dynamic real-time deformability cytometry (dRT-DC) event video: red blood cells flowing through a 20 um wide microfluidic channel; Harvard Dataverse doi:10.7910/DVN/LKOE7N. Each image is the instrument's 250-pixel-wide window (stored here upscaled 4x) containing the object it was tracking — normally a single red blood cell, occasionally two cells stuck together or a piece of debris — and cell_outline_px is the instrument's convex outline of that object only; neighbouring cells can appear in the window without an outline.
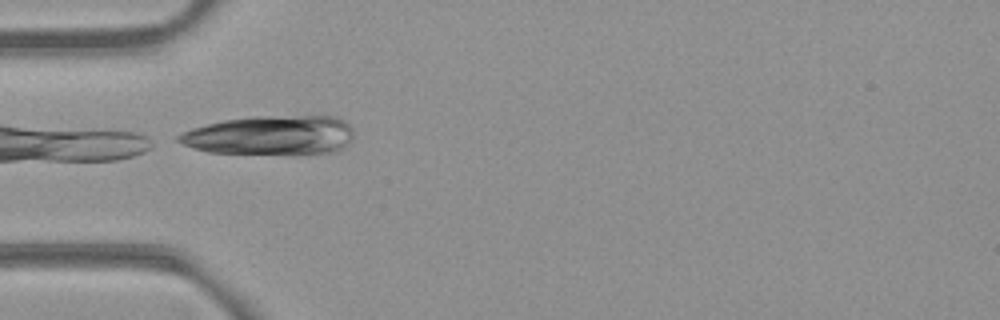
{"species": "common noctule bat (a hibernating species)", "species_latin": "Nyctalus noctula", "temperature_condition": "room temperature", "stored_images_in_passage": 2, "camera_frame_rate_fps": 3000, "um_per_image_px": 0.085, "animal": {"sex": "female", "body_mass_g": 21.9}, "frame": {"image": 1, "passage_image": 1, "time_ms": 0.0, "image_size_px": [1000, 320], "cell_outline_px": [[352, 136], [344, 148], [340, 152], [208, 152], [184, 144], [176, 140], [176, 136], [180, 132], [192, 128], [224, 120], [252, 116], [336, 116], [344, 120], [352, 128]], "centroid_in_image_um": [23.0, 11.46], "position_along_channel_um": 62.0, "area_um2": 39.3}}